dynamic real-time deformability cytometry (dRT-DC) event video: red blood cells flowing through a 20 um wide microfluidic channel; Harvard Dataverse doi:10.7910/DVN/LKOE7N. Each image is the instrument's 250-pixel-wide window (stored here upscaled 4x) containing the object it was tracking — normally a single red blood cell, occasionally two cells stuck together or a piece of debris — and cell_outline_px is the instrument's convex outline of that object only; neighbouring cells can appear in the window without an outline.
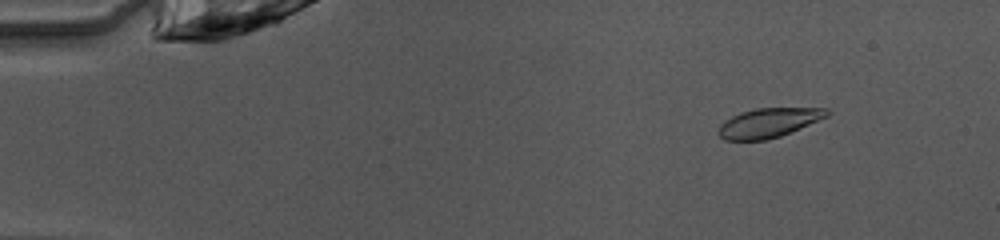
{"species": "common noctule bat (a hibernating species)", "species_latin": "Nyctalus noctula", "temperature_condition": "warm", "stored_images_in_passage": 49, "camera_frame_rate_fps": 3000, "um_per_image_px": 0.085, "animal": {"sex": "female", "body_mass_g": 10.0, "forearm_length_mm": 53.1}, "frame": {"image": 1, "passage_image": 6, "time_ms": 1.667, "image_size_px": [1000, 240], "cell_outline_px": [[828, 116], [780, 136], [764, 140], [724, 140], [720, 136], [720, 124], [724, 120], [740, 112], [756, 108], [828, 108]], "centroid_in_image_um": [65.31, 10.43], "position_along_channel_um": 19.7, "area_um2": 18.26}}
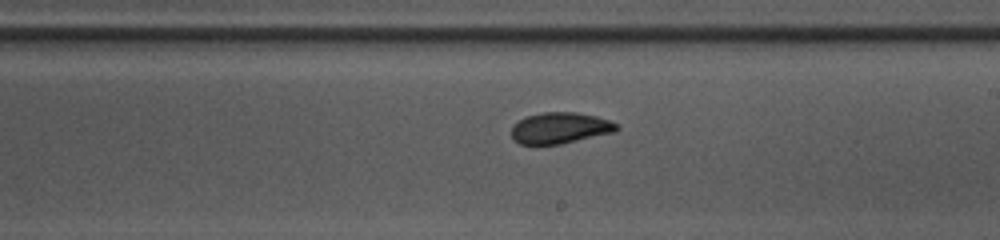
{"frame": {"image": 2, "passage_image": 29, "time_ms": 9.333, "image_size_px": [1000, 240], "cell_outline_px": [[620, 128], [616, 132], [560, 144], [520, 144], [512, 140], [512, 124], [528, 116], [544, 112], [576, 112], [596, 116], [620, 124]], "centroid_in_image_um": [47.63, 10.88], "position_along_channel_um": 241.4, "area_um2": 19.19}}
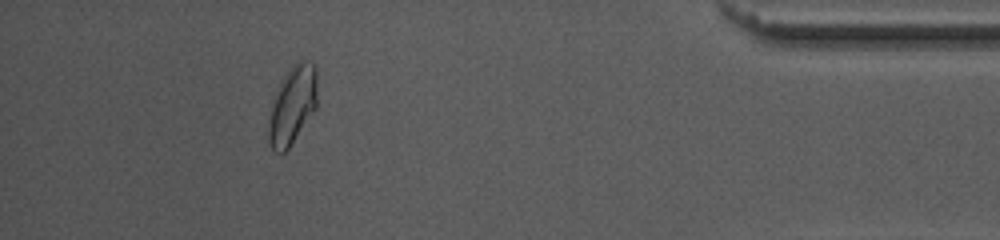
{"frame": {"image": 3, "passage_image": 45, "time_ms": 14.667, "image_size_px": [1000, 240], "cell_outline_px": [[316, 108], [288, 148], [284, 152], [276, 152], [272, 148], [268, 140], [268, 124], [276, 88], [280, 80], [292, 64], [300, 60], [308, 60], [316, 64]], "centroid_in_image_um": [24.85, 8.88], "position_along_channel_um": 410.3, "area_um2": 22.08}, "authors_computed_cell_mechanics": {"area_um2": 19.4208, "velocity_mm_per_s": 4.0434, "shape_relaxation_time_tau1_ms": 2.878, "shape_relaxation_time_tau2_ms": 1.0336, "deformation_change_tau1": 0.1424, "deformation_change_tau2": 0.0292}}